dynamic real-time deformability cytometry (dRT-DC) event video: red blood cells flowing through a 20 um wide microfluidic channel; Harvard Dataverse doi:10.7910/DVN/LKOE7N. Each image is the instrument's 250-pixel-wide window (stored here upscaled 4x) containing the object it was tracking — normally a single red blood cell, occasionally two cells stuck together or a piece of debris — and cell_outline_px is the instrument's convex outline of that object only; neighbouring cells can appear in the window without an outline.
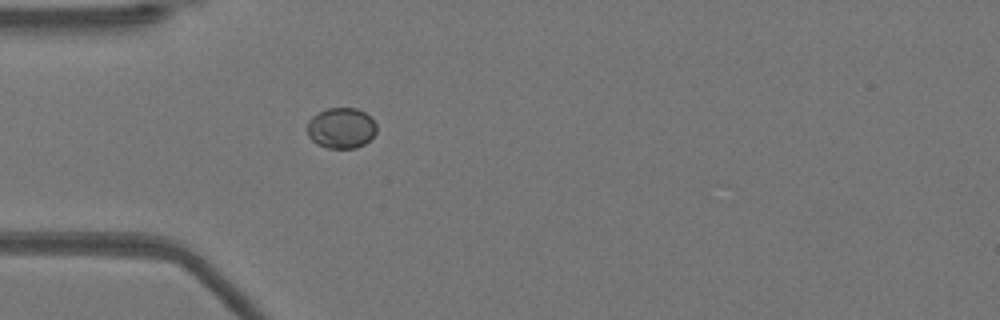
{"species": "Egyptian fruit bat (a non-hibernating species)", "species_latin": "Rousettus aegyptiacus", "temperature_condition": "warm", "stored_images_in_passage": 34, "camera_frame_rate_fps": 3000, "um_per_image_px": 0.085, "animal": {"sex": "female"}, "frame": {"image": 1, "passage_image": 1, "time_ms": 0.0, "image_size_px": [1000, 320], "cell_outline_px": [[376, 132], [364, 144], [356, 148], [328, 148], [316, 144], [308, 136], [308, 120], [312, 116], [328, 108], [356, 108], [372, 116], [376, 124]], "centroid_in_image_um": [29.01, 10.88], "position_along_channel_um": 56.0, "area_um2": 16.47}}
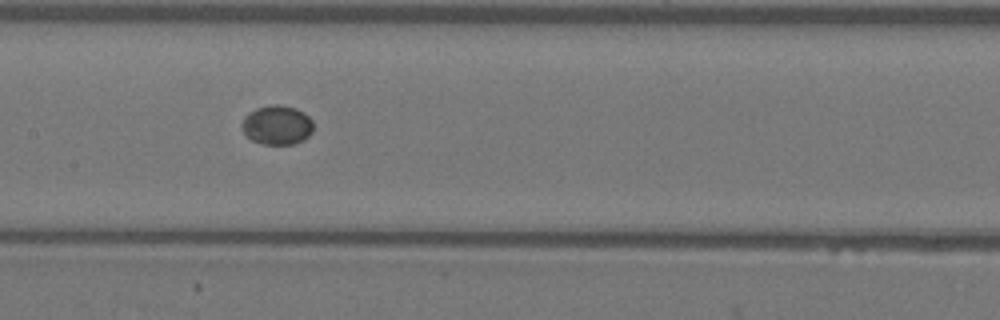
{"frame": {"image": 2, "passage_image": 11, "time_ms": 3.333, "image_size_px": [1000, 320], "cell_outline_px": [[312, 132], [304, 140], [292, 144], [264, 144], [252, 140], [244, 132], [240, 124], [244, 116], [248, 112], [256, 108], [276, 104], [280, 104], [296, 108], [304, 112], [312, 120]], "centroid_in_image_um": [23.54, 10.61], "position_along_channel_um": 183.9, "area_um2": 16.42}}
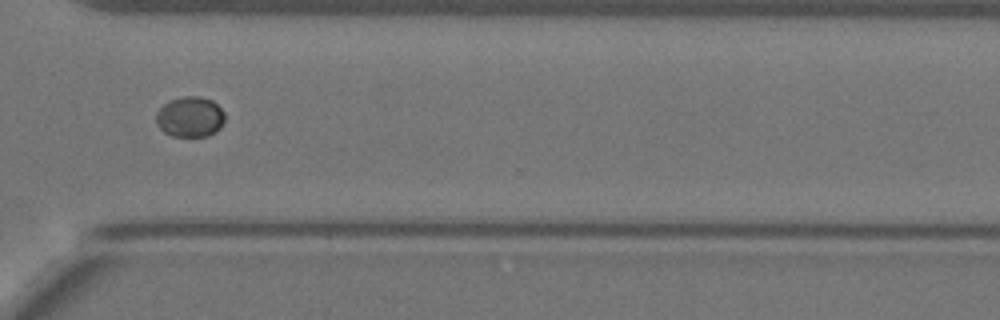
{"frame": {"image": 3, "passage_image": 24, "time_ms": 7.667, "image_size_px": [1000, 320], "cell_outline_px": [[224, 120], [220, 128], [216, 132], [208, 136], [172, 136], [164, 132], [156, 124], [156, 112], [164, 104], [180, 96], [200, 96], [212, 100], [224, 112]], "centroid_in_image_um": [16.15, 9.93], "position_along_channel_um": 354.4, "area_um2": 16.24}}